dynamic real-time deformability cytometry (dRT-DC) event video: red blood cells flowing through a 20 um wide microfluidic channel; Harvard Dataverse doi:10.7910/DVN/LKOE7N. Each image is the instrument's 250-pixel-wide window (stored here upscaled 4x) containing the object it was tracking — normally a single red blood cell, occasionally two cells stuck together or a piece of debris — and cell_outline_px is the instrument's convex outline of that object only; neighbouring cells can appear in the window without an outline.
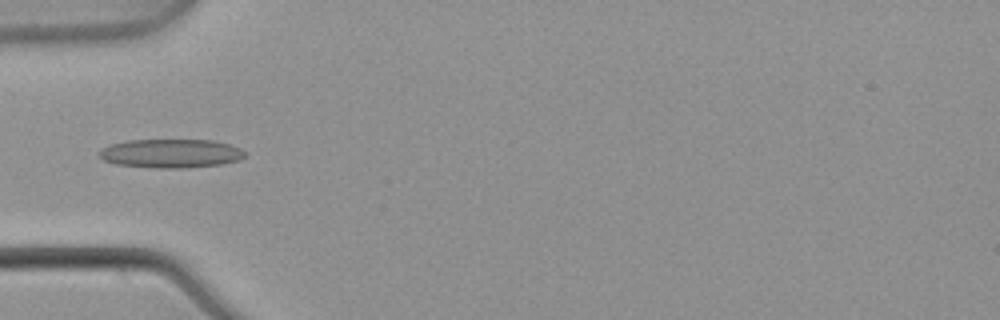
{"species": "common noctule bat (a hibernating species)", "species_latin": "Nyctalus noctula", "temperature_condition": "warm", "stored_images_in_passage": 3, "camera_frame_rate_fps": 3000, "um_per_image_px": 0.085, "animal": {"sex": "male", "body_mass_g": 21.5, "forearm_length_mm": 52.0}, "frame": {"image": 1, "passage_image": 3, "time_ms": 0.667, "image_size_px": [1000, 320], "cell_outline_px": [[248, 152], [240, 160], [220, 164], [184, 168], [152, 168], [116, 164], [104, 160], [100, 156], [100, 152], [104, 148], [112, 144], [128, 140], [212, 140], [228, 144], [240, 148]], "centroid_in_image_um": [14.57, 13.04], "position_along_channel_um": 70.4, "area_um2": 24.33}}